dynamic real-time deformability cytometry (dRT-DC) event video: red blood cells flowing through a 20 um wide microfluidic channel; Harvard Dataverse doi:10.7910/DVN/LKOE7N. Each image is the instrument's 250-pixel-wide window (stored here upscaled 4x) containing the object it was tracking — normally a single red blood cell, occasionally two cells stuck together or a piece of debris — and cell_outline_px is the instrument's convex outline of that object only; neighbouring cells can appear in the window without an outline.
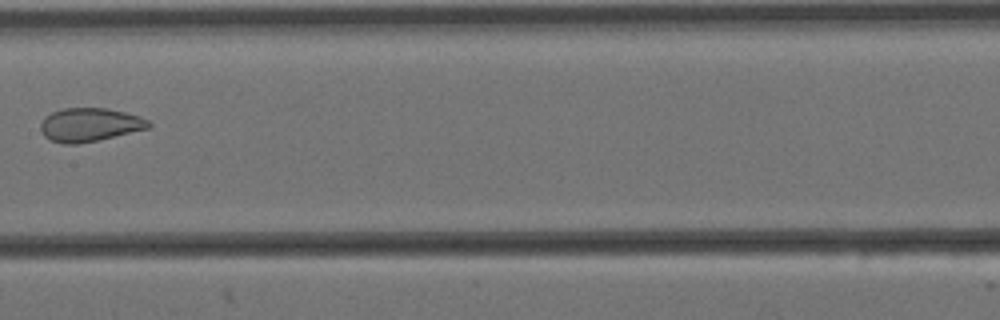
{"species": "Egyptian fruit bat (a non-hibernating species)", "species_latin": "Rousettus aegyptiacus", "temperature_condition": "cold", "stored_images_in_passage": 9, "camera_frame_rate_fps": 3000, "um_per_image_px": 0.085, "animal": {"sex": "female"}, "frame": {"image": 1, "passage_image": 6, "time_ms": 1.667, "image_size_px": [1000, 320], "cell_outline_px": [[152, 124], [148, 128], [96, 140], [76, 144], [64, 144], [48, 140], [40, 132], [40, 124], [52, 112], [64, 108], [108, 108], [140, 116], [148, 120]], "centroid_in_image_um": [7.6, 10.6], "position_along_channel_um": 199.8, "area_um2": 20.92}}
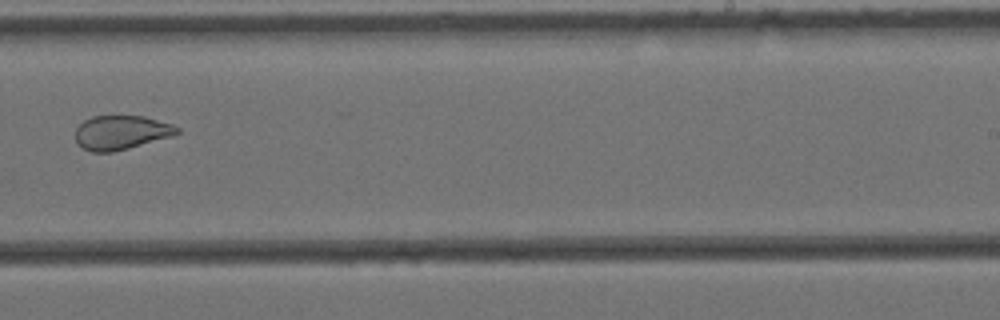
{"frame": {"image": 2, "passage_image": 8, "time_ms": 2.333, "image_size_px": [1000, 320], "cell_outline_px": [[180, 132], [172, 136], [128, 148], [112, 152], [92, 152], [76, 144], [76, 128], [84, 120], [92, 116], [144, 116], [172, 124], [180, 128]], "centroid_in_image_um": [10.29, 11.26], "position_along_channel_um": 278.7, "area_um2": 20.17}}
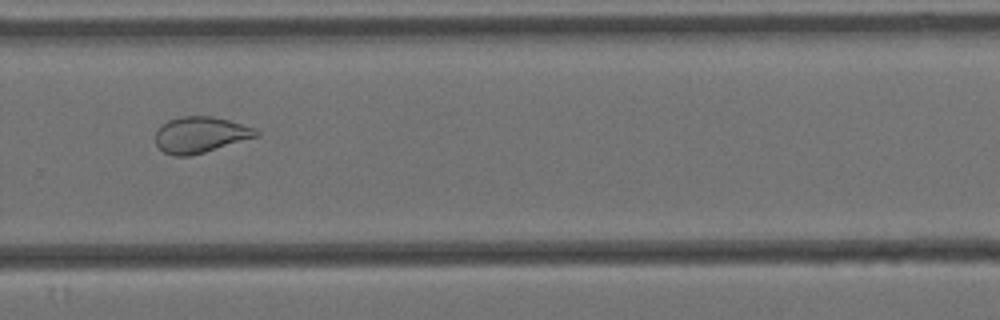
{"frame": {"image": 3, "passage_image": 9, "time_ms": 2.667, "image_size_px": [1000, 320], "cell_outline_px": [[260, 136], [204, 152], [188, 156], [172, 156], [164, 152], [156, 144], [156, 132], [160, 124], [168, 120], [180, 116], [212, 116], [228, 120], [256, 128], [260, 132]], "centroid_in_image_um": [17.04, 11.45], "position_along_channel_um": 312.8, "area_um2": 21.27}}